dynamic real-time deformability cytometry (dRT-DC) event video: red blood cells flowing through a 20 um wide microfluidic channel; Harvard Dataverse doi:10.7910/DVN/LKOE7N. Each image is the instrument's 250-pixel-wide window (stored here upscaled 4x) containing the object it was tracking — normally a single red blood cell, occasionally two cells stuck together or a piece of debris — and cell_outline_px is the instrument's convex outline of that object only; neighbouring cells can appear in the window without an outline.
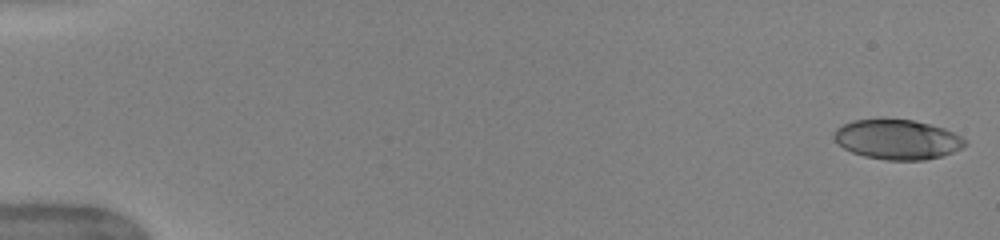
{"species": "human", "species_latin": "Homo sapiens", "temperature_condition": "warm", "stored_images_in_passage": 51, "camera_frame_rate_fps": 3000, "um_per_image_px": 0.085, "donor": {"sex": "female"}, "frame": {"image": 1, "passage_image": 1, "time_ms": 0.0, "image_size_px": [1000, 240], "cell_outline_px": [[968, 144], [952, 152], [940, 156], [924, 160], [884, 160], [864, 156], [852, 152], [844, 148], [832, 136], [836, 128], [852, 120], [880, 116], [884, 116], [912, 120], [944, 128], [968, 140]], "centroid_in_image_um": [76.24, 11.81], "position_along_channel_um": 8.8, "area_um2": 30.98}}
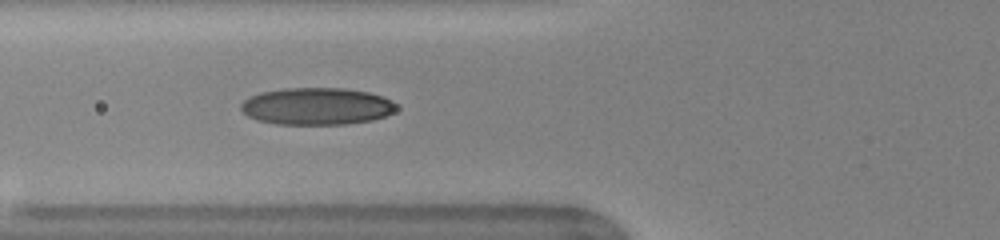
{"frame": {"image": 2, "passage_image": 20, "time_ms": 6.333, "image_size_px": [1000, 240], "cell_outline_px": [[400, 108], [396, 112], [372, 120], [344, 124], [276, 124], [256, 120], [248, 116], [240, 108], [240, 104], [248, 96], [260, 92], [284, 88], [340, 88], [368, 92], [384, 96], [392, 100]], "centroid_in_image_um": [26.93, 9.03], "position_along_channel_um": 98.9, "area_um2": 33.93}}
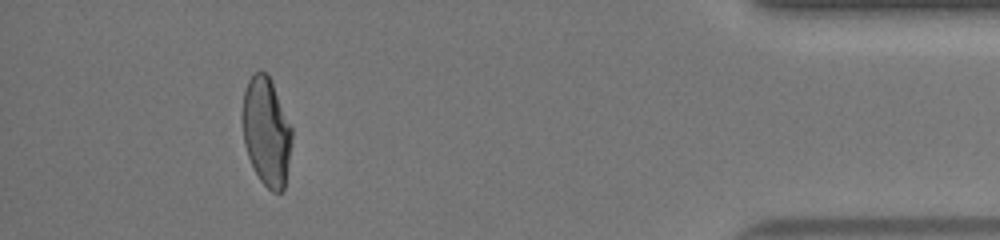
{"frame": {"image": 3, "passage_image": 47, "time_ms": 15.333, "image_size_px": [1000, 240], "cell_outline_px": [[292, 140], [284, 188], [280, 192], [272, 192], [260, 180], [248, 156], [244, 144], [244, 92], [248, 80], [252, 72], [268, 72], [292, 128]], "centroid_in_image_um": [22.67, 11.17], "position_along_channel_um": 412.5, "area_um2": 30.75}, "authors_computed_cell_mechanics": {"area_um2": 32.1368, "velocity_mm_per_s": 4.0165, "shape_relaxation_time_tau1_ms": 10.1402, "shape_relaxation_time_tau2_ms": 1.2103, "deformation_change_tau1": 0.2976, "deformation_change_tau2": 0.0701}}